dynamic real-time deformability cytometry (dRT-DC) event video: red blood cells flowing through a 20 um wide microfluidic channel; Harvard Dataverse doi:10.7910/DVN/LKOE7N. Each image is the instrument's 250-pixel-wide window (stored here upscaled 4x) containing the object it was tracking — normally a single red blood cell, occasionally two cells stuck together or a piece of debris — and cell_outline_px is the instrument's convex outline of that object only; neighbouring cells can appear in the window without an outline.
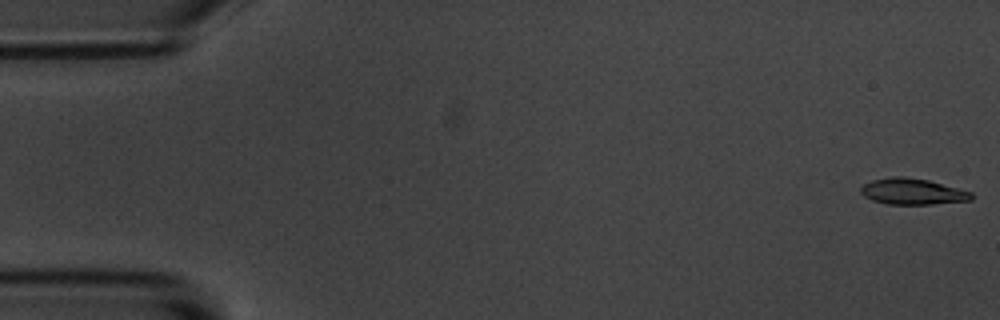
{"species": "common noctule bat (a hibernating species)", "species_latin": "Nyctalus noctula", "temperature_condition": "room temperature", "stored_images_in_passage": 5, "camera_frame_rate_fps": 3000, "um_per_image_px": 0.085, "animal": {"sex": "male", "body_mass_g": 20.1, "forearm_length_mm": 53.5}, "frame": {"image": 1, "passage_image": 1, "time_ms": 0.0, "image_size_px": [1000, 320], "cell_outline_px": [[972, 200], [932, 204], [888, 204], [872, 200], [864, 196], [860, 192], [860, 188], [864, 184], [872, 180], [892, 176], [900, 176], [928, 180], [972, 192]], "centroid_in_image_um": [77.54, 16.28], "position_along_channel_um": 7.5, "area_um2": 16.7}}
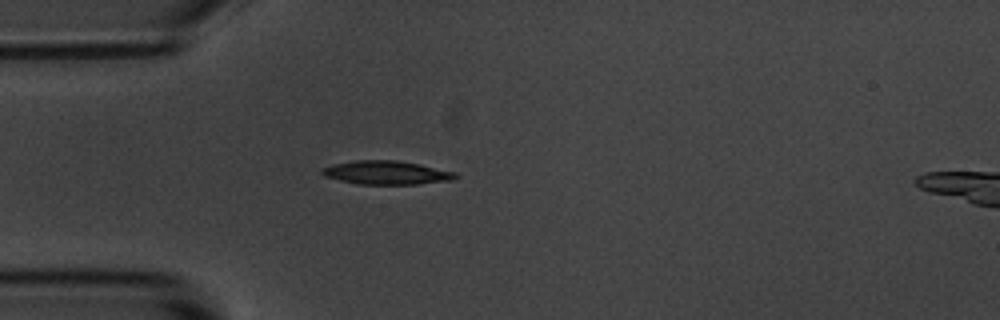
{"frame": {"image": 2, "passage_image": 5, "time_ms": 4.667, "image_size_px": [1000, 320], "cell_outline_px": [[460, 176], [452, 180], [416, 184], [356, 184], [324, 176], [320, 172], [320, 168], [332, 164], [356, 160], [396, 160], [420, 164], [456, 172]], "centroid_in_image_um": [32.84, 14.67], "position_along_channel_um": 52.2, "area_um2": 18.5}}